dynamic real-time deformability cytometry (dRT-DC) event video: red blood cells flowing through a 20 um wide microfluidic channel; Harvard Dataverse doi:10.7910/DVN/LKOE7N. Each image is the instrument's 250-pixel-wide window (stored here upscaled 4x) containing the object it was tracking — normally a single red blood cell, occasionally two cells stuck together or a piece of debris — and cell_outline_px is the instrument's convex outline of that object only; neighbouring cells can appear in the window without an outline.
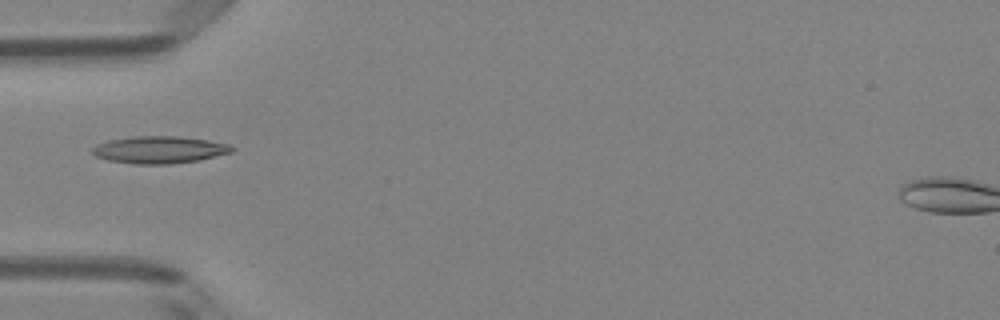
{"species": "Egyptian fruit bat (a non-hibernating species)", "species_latin": "Rousettus aegyptiacus", "temperature_condition": "room temperature", "stored_images_in_passage": 4, "camera_frame_rate_fps": 3000, "um_per_image_px": 0.085, "animal": {"sex": "female"}, "frame": {"image": 1, "passage_image": 3, "time_ms": 0.667, "image_size_px": [1000, 320], "cell_outline_px": [[236, 148], [232, 152], [200, 160], [168, 164], [136, 164], [108, 160], [96, 156], [92, 152], [92, 148], [96, 144], [108, 140], [132, 136], [180, 136], [208, 140], [232, 144]], "centroid_in_image_um": [13.58, 12.72], "position_along_channel_um": 71.4, "area_um2": 22.31}}
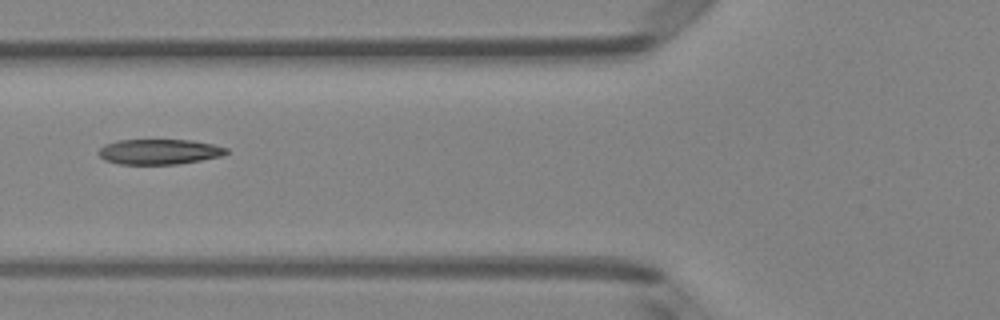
{"frame": {"image": 2, "passage_image": 4, "time_ms": 1.0, "image_size_px": [1000, 320], "cell_outline_px": [[228, 152], [224, 156], [180, 164], [120, 164], [104, 160], [96, 152], [104, 144], [116, 140], [192, 140], [212, 144], [228, 148]], "centroid_in_image_um": [13.53, 12.9], "position_along_channel_um": 112.3, "area_um2": 19.02}}